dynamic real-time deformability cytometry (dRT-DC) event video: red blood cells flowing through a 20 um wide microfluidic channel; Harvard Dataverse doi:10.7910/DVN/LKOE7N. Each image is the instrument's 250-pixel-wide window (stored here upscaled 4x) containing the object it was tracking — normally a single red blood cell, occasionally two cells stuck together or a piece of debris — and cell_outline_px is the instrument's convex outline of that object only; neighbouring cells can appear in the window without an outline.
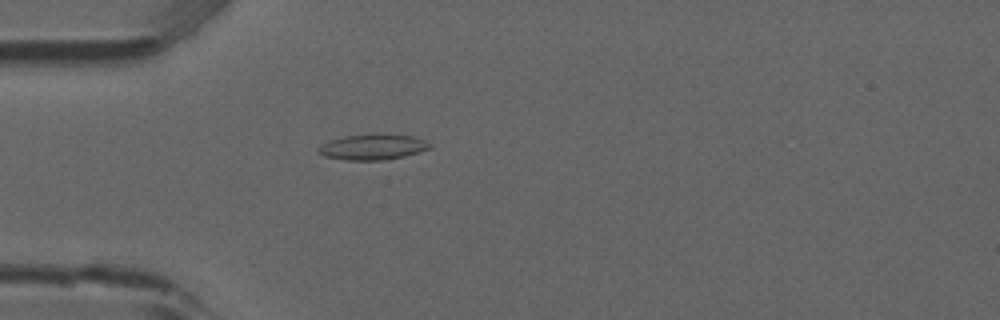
{"species": "common noctule bat (a hibernating species)", "species_latin": "Nyctalus noctula", "temperature_condition": "room temperature", "stored_images_in_passage": 52, "camera_frame_rate_fps": 3000, "um_per_image_px": 0.085, "animal": {"sex": "male", "forearm_length_mm": 52.5}, "frame": {"image": 1, "passage_image": 15, "time_ms": 4.667, "image_size_px": [1000, 320], "cell_outline_px": [[432, 148], [420, 152], [388, 160], [344, 160], [324, 156], [316, 152], [316, 148], [320, 144], [344, 136], [384, 132], [416, 136], [432, 144]], "centroid_in_image_um": [31.71, 12.47], "position_along_channel_um": 53.3, "area_um2": 17.28}}
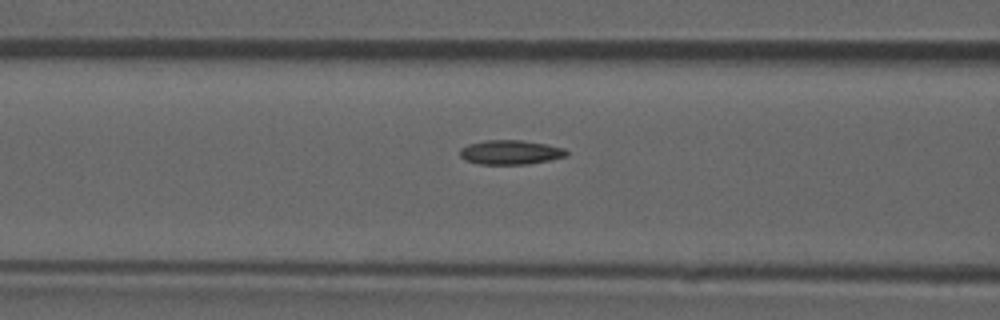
{"frame": {"image": 2, "passage_image": 21, "time_ms": 6.667, "image_size_px": [1000, 320], "cell_outline_px": [[568, 156], [528, 164], [480, 164], [464, 160], [460, 156], [460, 148], [468, 144], [484, 140], [520, 140], [544, 144], [564, 148], [568, 152]], "centroid_in_image_um": [43.36, 12.94], "position_along_channel_um": 123.2, "area_um2": 15.09}}
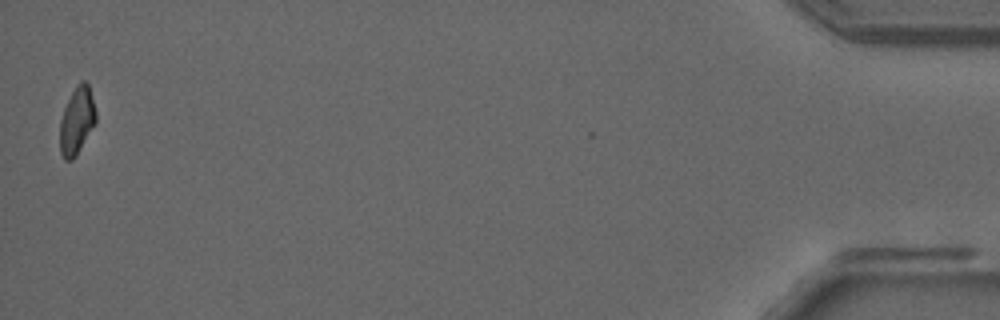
{"frame": {"image": 3, "passage_image": 52, "time_ms": 17.0, "image_size_px": [1000, 320], "cell_outline_px": [[96, 124], [76, 156], [72, 160], [64, 160], [60, 152], [60, 120], [64, 108], [76, 84], [80, 80], [84, 80], [88, 84], [96, 112]], "centroid_in_image_um": [6.54, 10.27], "position_along_channel_um": 428.7, "area_um2": 14.22}, "authors_computed_cell_mechanics": {"area_um2": 15.0858, "velocity_mm_per_s": 3.8838, "shape_relaxation_time_tau1_ms": null, "shape_relaxation_time_tau2_ms": 2.5325, "deformation_change_tau1": null, "deformation_change_tau2": 0.0802}}